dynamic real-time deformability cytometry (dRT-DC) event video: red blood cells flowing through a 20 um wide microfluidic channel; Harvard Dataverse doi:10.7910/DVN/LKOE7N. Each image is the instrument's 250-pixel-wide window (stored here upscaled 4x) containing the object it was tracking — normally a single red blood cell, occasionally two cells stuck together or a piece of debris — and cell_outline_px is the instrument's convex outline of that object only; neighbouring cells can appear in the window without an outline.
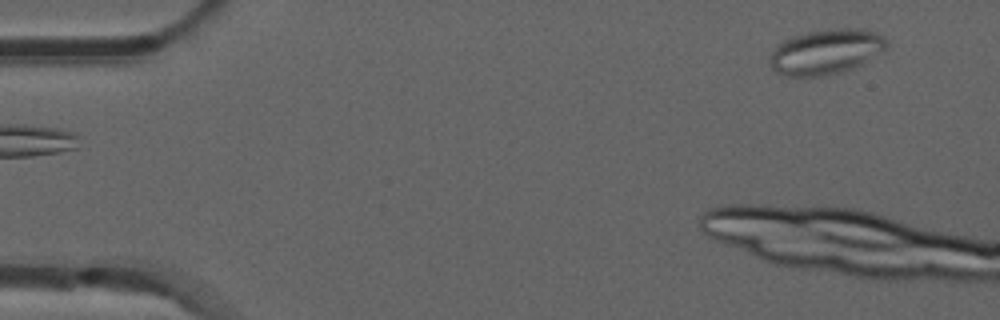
{"species": "common noctule bat (a hibernating species)", "species_latin": "Nyctalus noctula", "temperature_condition": "room temperature", "stored_images_in_passage": 8, "camera_frame_rate_fps": 3000, "um_per_image_px": 0.085, "animal": {"sex": "male", "forearm_length_mm": 52.5}, "frame": {"image": 1, "passage_image": 1, "time_ms": 0.0, "image_size_px": [1000, 320], "cell_outline_px": [[888, 44], [884, 48], [860, 64], [852, 68], [828, 76], [784, 76], [776, 72], [768, 64], [768, 60], [776, 44], [792, 36], [808, 32], [832, 28], [856, 28], [876, 32], [884, 36], [888, 40]], "centroid_in_image_um": [70.14, 4.39], "position_along_channel_um": 14.9, "area_um2": 30.69}}